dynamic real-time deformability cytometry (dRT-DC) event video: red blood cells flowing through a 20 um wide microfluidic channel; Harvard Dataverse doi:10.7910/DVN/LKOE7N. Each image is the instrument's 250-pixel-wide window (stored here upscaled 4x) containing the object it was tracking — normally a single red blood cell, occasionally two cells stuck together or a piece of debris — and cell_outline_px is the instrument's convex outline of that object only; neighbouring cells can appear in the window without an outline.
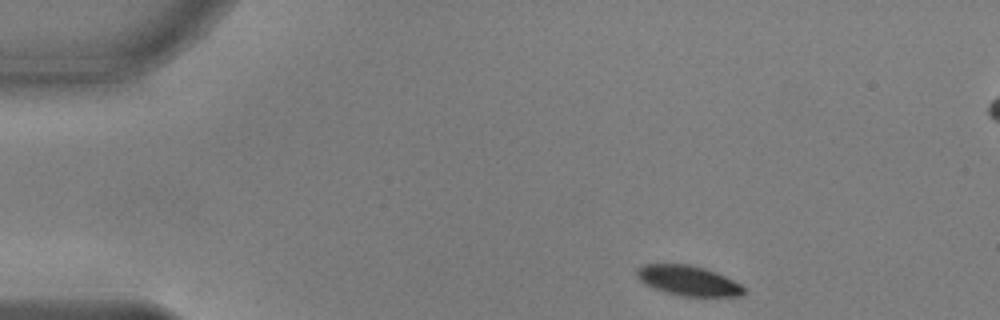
{"species": "common noctule bat (a hibernating species)", "species_latin": "Nyctalus noctula", "temperature_condition": "warm", "stored_images_in_passage": 41, "camera_frame_rate_fps": 3000, "um_per_image_px": 0.085, "animal": {"sex": "male", "body_mass_g": 17.9, "forearm_length_mm": 54.2}, "frame": {"image": 1, "passage_image": 1, "time_ms": 0.0, "image_size_px": [1000, 320], "cell_outline_px": [[748, 292], [744, 296], [680, 296], [644, 284], [636, 276], [636, 268], [644, 264], [688, 264], [704, 268], [716, 272], [740, 284]], "centroid_in_image_um": [58.51, 23.85], "position_along_channel_um": 26.5, "area_um2": 18.67}}
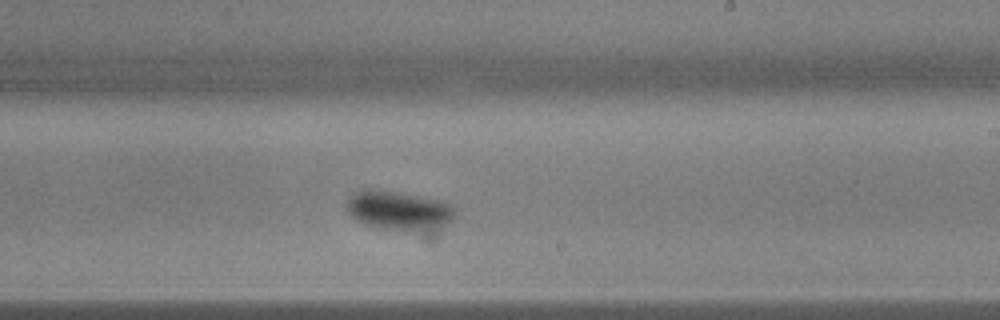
{"frame": {"image": 2, "passage_image": 25, "time_ms": 8.0, "image_size_px": [1000, 320], "cell_outline_px": [[452, 220], [440, 236], [432, 244], [428, 244], [376, 228], [364, 224], [356, 220], [348, 212], [348, 200], [356, 192], [364, 188], [372, 188], [420, 196], [436, 200], [448, 204], [452, 208]], "centroid_in_image_um": [34.1, 18.17], "position_along_channel_um": 254.9, "area_um2": 28.15}}
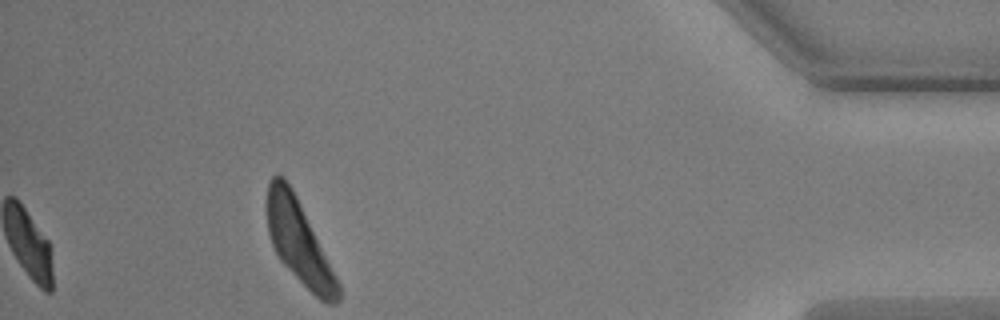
{"frame": {"image": 3, "passage_image": 41, "time_ms": 13.333, "image_size_px": [1000, 320], "cell_outline_px": [[340, 300], [336, 304], [328, 304], [320, 300], [280, 260], [272, 244], [268, 232], [264, 204], [268, 180], [276, 172], [284, 176], [292, 188], [340, 284]], "centroid_in_image_um": [25.35, 20.49], "position_along_channel_um": 409.8, "area_um2": 34.28}}